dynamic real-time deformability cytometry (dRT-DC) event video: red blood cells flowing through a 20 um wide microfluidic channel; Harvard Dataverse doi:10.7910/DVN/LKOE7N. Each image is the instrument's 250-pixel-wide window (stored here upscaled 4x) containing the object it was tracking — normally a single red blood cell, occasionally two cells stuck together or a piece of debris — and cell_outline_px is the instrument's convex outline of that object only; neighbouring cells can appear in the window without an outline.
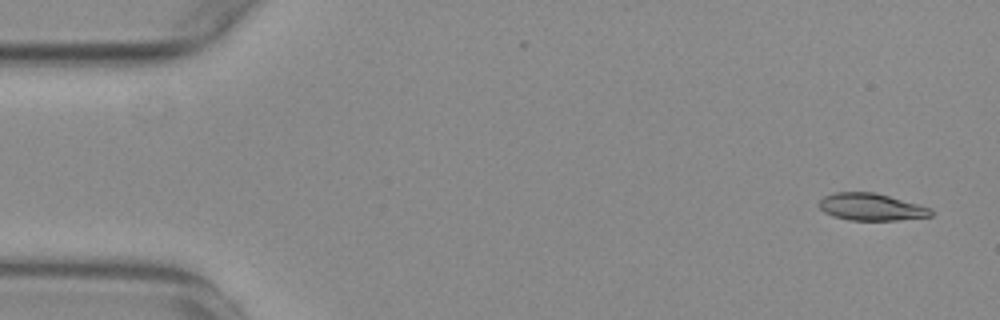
{"species": "common noctule bat (a hibernating species)", "species_latin": "Nyctalus noctula", "temperature_condition": "warm", "stored_images_in_passage": 54, "camera_frame_rate_fps": 3000, "um_per_image_px": 0.085, "animal": {"sex": "female", "body_mass_g": 29.2, "forearm_length_mm": 56.3}, "frame": {"image": 1, "passage_image": 2, "time_ms": 0.333, "image_size_px": [1000, 320], "cell_outline_px": [[932, 216], [896, 220], [848, 220], [832, 216], [824, 212], [820, 208], [820, 200], [824, 196], [832, 192], [876, 192], [932, 208]], "centroid_in_image_um": [74.04, 17.58], "position_along_channel_um": 11.0, "area_um2": 17.74}}
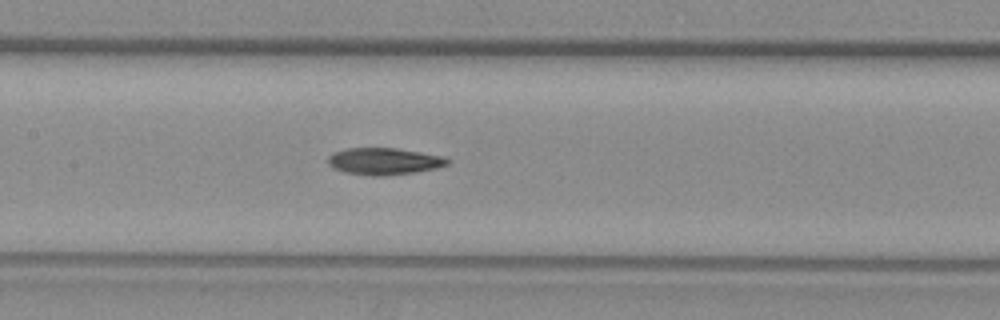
{"frame": {"image": 2, "passage_image": 25, "time_ms": 8.0, "image_size_px": [1000, 320], "cell_outline_px": [[452, 160], [448, 164], [436, 168], [416, 172], [384, 176], [372, 176], [344, 172], [332, 168], [328, 164], [328, 156], [332, 152], [348, 148], [396, 148], [444, 156]], "centroid_in_image_um": [32.64, 13.71], "position_along_channel_um": 174.8, "area_um2": 18.9}}
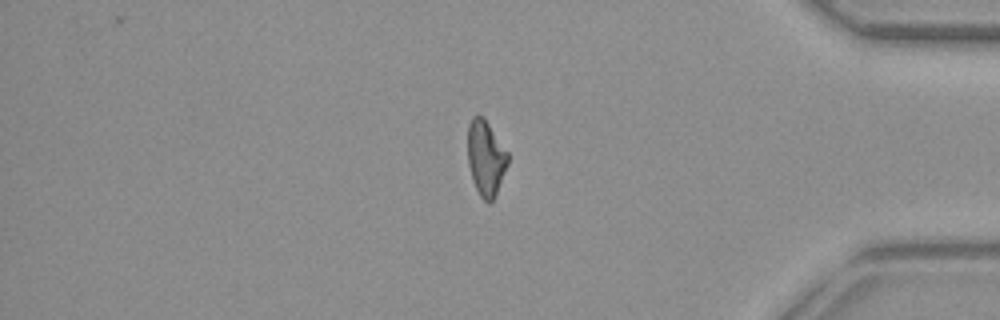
{"frame": {"image": 3, "passage_image": 45, "time_ms": 14.667, "image_size_px": [1000, 320], "cell_outline_px": [[508, 164], [496, 192], [492, 200], [488, 204], [480, 196], [472, 180], [468, 164], [468, 124], [472, 116], [476, 112], [484, 116], [508, 152]], "centroid_in_image_um": [41.27, 13.36], "position_along_channel_um": 393.9, "area_um2": 17.74}}